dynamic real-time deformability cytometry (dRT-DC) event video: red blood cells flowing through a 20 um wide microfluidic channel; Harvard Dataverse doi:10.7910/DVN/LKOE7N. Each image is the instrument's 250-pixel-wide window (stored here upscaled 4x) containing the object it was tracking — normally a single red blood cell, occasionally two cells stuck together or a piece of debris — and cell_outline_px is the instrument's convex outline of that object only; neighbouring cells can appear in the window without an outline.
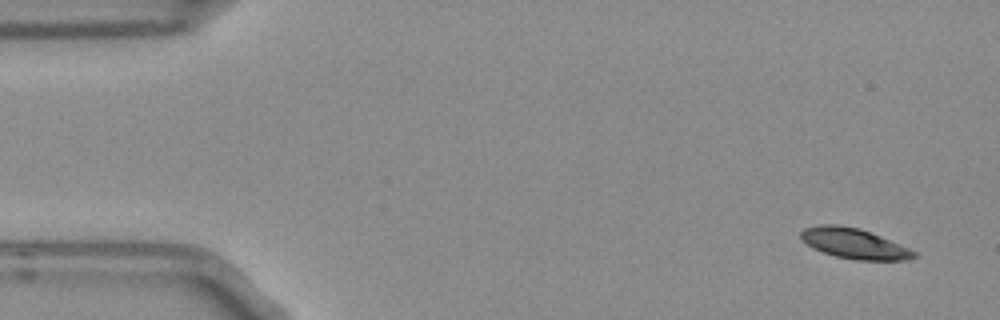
{"species": "Egyptian fruit bat (a non-hibernating species)", "species_latin": "Rousettus aegyptiacus", "temperature_condition": "room temperature", "stored_images_in_passage": 8, "camera_frame_rate_fps": 3000, "um_per_image_px": 0.085, "frame": {"image": 1, "passage_image": 1, "time_ms": 0.0, "image_size_px": [1000, 320], "cell_outline_px": [[916, 256], [904, 260], [856, 260], [836, 256], [824, 252], [808, 244], [800, 236], [800, 232], [804, 228], [820, 224], [836, 224], [860, 228], [880, 236], [908, 248], [916, 252]], "centroid_in_image_um": [72.59, 20.68], "position_along_channel_um": 12.4, "area_um2": 19.59}}
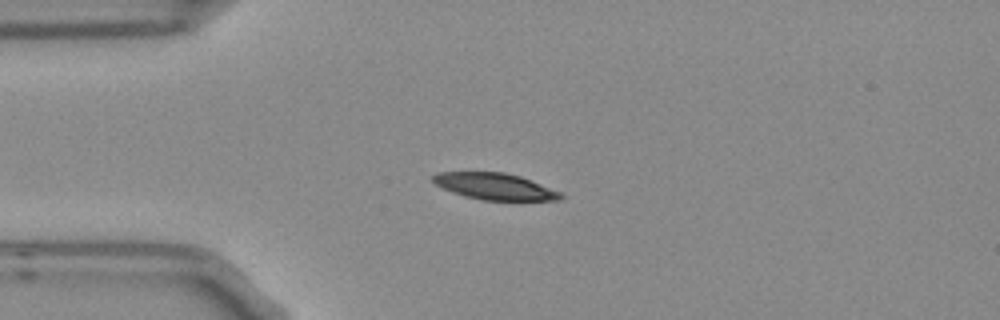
{"frame": {"image": 2, "passage_image": 3, "time_ms": 0.667, "image_size_px": [1000, 320], "cell_outline_px": [[564, 196], [560, 200], [484, 200], [464, 196], [452, 192], [436, 184], [432, 180], [432, 176], [436, 172], [504, 172], [520, 176], [560, 192]], "centroid_in_image_um": [42.04, 15.84], "position_along_channel_um": 43.0, "area_um2": 19.54}}
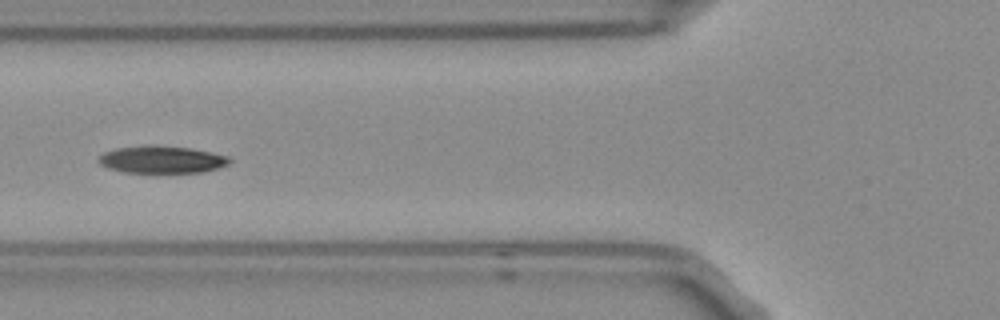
{"frame": {"image": 3, "passage_image": 5, "time_ms": 1.333, "image_size_px": [1000, 320], "cell_outline_px": [[232, 160], [228, 164], [220, 168], [204, 172], [124, 172], [108, 168], [100, 164], [96, 160], [104, 152], [116, 148], [152, 144], [188, 148], [228, 156]], "centroid_in_image_um": [13.73, 13.56], "position_along_channel_um": 112.1, "area_um2": 20.81}}